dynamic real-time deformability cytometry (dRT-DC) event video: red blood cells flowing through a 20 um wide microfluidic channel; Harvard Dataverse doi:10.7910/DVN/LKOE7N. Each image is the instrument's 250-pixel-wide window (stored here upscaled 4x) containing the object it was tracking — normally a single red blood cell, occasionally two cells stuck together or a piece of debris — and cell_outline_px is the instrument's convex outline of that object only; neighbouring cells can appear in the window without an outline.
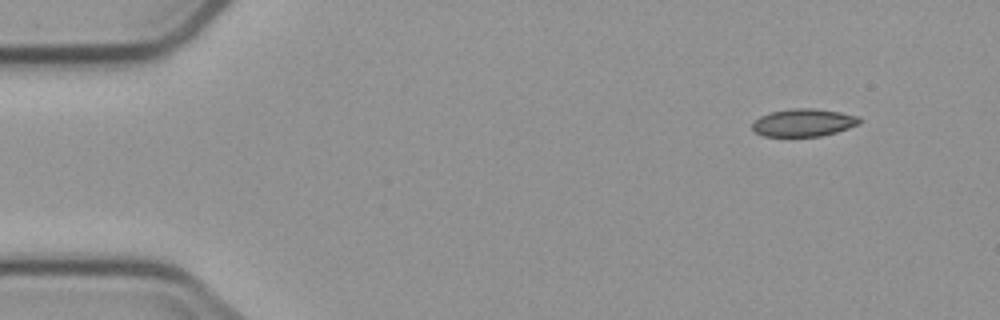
{"species": "common noctule bat (a hibernating species)", "species_latin": "Nyctalus noctula", "temperature_condition": "cold", "stored_images_in_passage": 5, "camera_frame_rate_fps": 3000, "um_per_image_px": 0.085, "animal": {"sex": "male", "body_mass_g": 23.1, "forearm_length_mm": 52.7}, "frame": {"image": 1, "passage_image": 1, "time_ms": 0.0, "image_size_px": [1000, 320], "cell_outline_px": [[860, 124], [836, 132], [820, 136], [764, 136], [756, 132], [752, 128], [752, 124], [760, 116], [772, 112], [792, 108], [812, 108], [840, 112], [860, 116]], "centroid_in_image_um": [68.33, 10.42], "position_along_channel_um": 16.7, "area_um2": 17.17}}
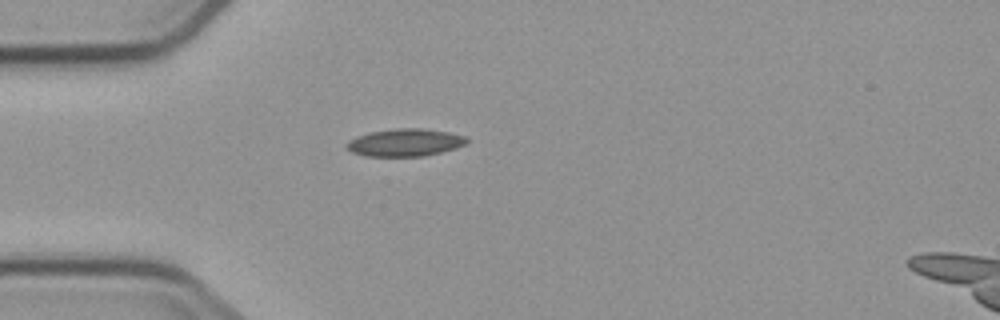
{"frame": {"image": 2, "passage_image": 4, "time_ms": 3.333, "image_size_px": [1000, 320], "cell_outline_px": [[468, 140], [464, 144], [456, 148], [424, 156], [364, 156], [352, 152], [344, 148], [344, 144], [348, 140], [356, 136], [372, 132], [396, 128], [420, 128], [448, 132], [464, 136]], "centroid_in_image_um": [34.36, 12.12], "position_along_channel_um": 50.6, "area_um2": 19.25}}